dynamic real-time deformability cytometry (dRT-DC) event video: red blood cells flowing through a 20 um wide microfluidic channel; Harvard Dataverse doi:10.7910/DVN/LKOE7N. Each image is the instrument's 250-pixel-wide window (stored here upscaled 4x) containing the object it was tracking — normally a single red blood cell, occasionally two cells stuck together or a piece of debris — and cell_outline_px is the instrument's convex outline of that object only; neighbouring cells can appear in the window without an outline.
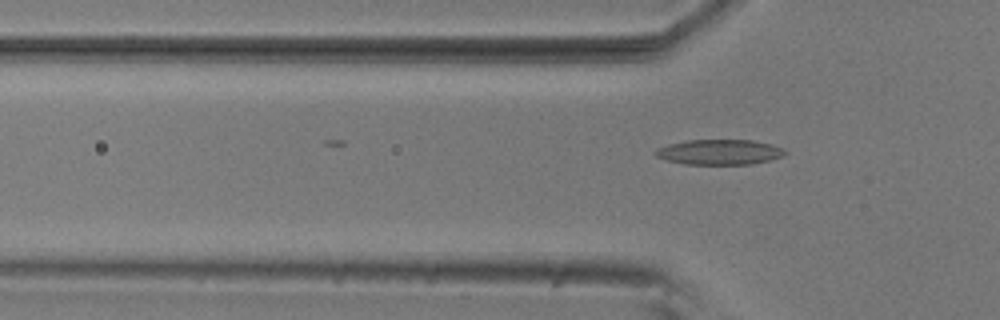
{"species": "common noctule bat (a hibernating species)", "species_latin": "Nyctalus noctula", "temperature_condition": "room temperature", "stored_images_in_passage": 17, "camera_frame_rate_fps": 3000, "um_per_image_px": 0.085, "animal": {"sex": "male", "body_mass_g": 20.5, "forearm_length_mm": 52.5}, "frame": {"image": 1, "passage_image": 17, "time_ms": 5.333, "image_size_px": [1000, 320], "cell_outline_px": [[788, 152], [784, 156], [772, 160], [752, 164], [684, 164], [668, 160], [656, 156], [652, 152], [656, 148], [668, 144], [688, 140], [752, 140], [772, 144], [784, 148]], "centroid_in_image_um": [61.19, 12.92], "position_along_channel_um": 64.6, "area_um2": 19.25}}